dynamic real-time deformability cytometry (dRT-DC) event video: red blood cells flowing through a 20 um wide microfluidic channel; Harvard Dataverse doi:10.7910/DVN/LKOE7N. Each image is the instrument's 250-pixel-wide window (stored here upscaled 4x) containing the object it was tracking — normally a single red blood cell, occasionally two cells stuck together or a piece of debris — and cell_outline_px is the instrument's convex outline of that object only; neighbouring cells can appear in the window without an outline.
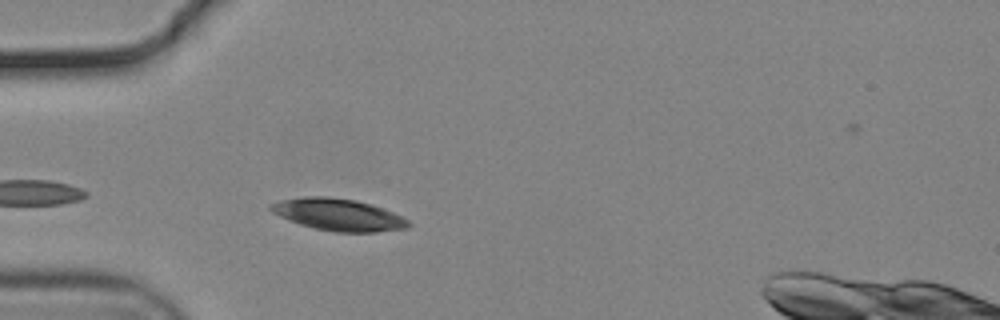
{"species": "common noctule bat (a hibernating species)", "species_latin": "Nyctalus noctula", "temperature_condition": "cold", "stored_images_in_passage": 10, "camera_frame_rate_fps": 3000, "um_per_image_px": 0.085, "animal": {"sex": "male", "body_mass_g": 19.2, "forearm_length_mm": 51.8}, "frame": {"image": 1, "passage_image": 1, "time_ms": 0.0, "image_size_px": [1000, 320], "cell_outline_px": [[412, 224], [408, 228], [376, 232], [336, 232], [316, 228], [300, 224], [288, 220], [272, 212], [268, 208], [268, 204], [280, 200], [304, 196], [328, 196], [356, 200], [372, 204], [404, 216]], "centroid_in_image_um": [28.77, 18.24], "position_along_channel_um": 56.2, "area_um2": 25.89}}